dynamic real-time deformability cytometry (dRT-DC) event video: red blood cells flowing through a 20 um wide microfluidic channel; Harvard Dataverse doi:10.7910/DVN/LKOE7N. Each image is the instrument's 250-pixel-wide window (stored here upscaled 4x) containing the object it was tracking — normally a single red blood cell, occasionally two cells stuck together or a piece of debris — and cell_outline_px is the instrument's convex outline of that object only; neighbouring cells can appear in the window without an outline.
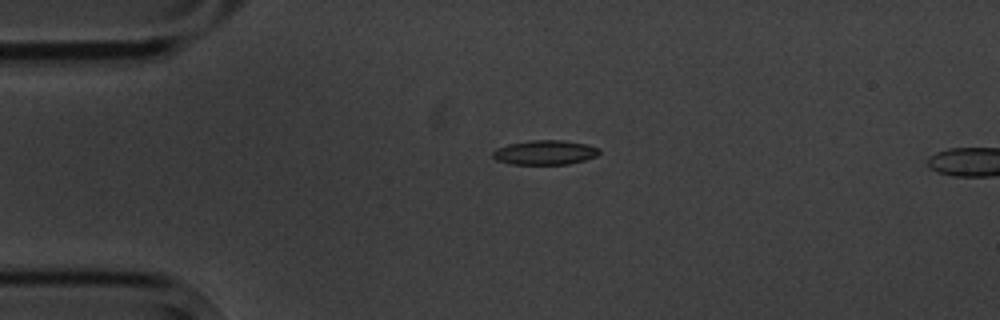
{"species": "common noctule bat (a hibernating species)", "species_latin": "Nyctalus noctula", "temperature_condition": "cold", "stored_images_in_passage": 6, "camera_frame_rate_fps": 3000, "um_per_image_px": 0.085, "animal": {"sex": "male", "body_mass_g": 20.1, "forearm_length_mm": 53.5}, "frame": {"image": 1, "passage_image": 6, "time_ms": 6.667, "image_size_px": [1000, 320], "cell_outline_px": [[600, 152], [596, 156], [584, 160], [568, 164], [508, 164], [496, 160], [492, 156], [492, 152], [496, 148], [508, 144], [532, 140], [564, 140], [588, 144], [600, 148]], "centroid_in_image_um": [46.31, 12.95], "position_along_channel_um": 38.7, "area_um2": 15.32}}